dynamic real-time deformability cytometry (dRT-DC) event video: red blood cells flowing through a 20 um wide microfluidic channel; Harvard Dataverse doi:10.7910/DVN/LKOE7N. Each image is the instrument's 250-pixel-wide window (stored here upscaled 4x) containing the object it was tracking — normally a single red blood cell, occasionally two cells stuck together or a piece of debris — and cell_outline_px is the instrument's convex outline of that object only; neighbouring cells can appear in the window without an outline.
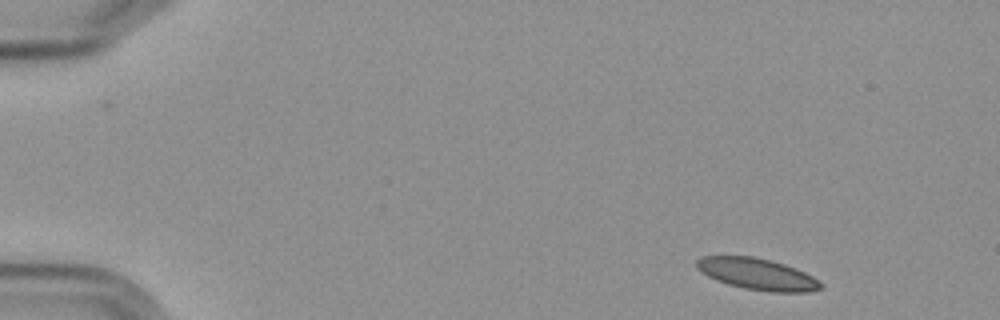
{"species": "Egyptian fruit bat (a non-hibernating species)", "species_latin": "Rousettus aegyptiacus", "temperature_condition": "cold", "stored_images_in_passage": 6, "camera_frame_rate_fps": 3000, "um_per_image_px": 0.085, "frame": {"image": 1, "passage_image": 1, "time_ms": 0.0, "image_size_px": [1000, 320], "cell_outline_px": [[824, 288], [808, 292], [768, 292], [744, 288], [728, 284], [716, 280], [708, 276], [696, 268], [696, 260], [700, 256], [752, 256], [784, 264], [796, 268], [812, 276], [824, 284]], "centroid_in_image_um": [64.38, 23.3], "position_along_channel_um": 20.6, "area_um2": 22.83}}
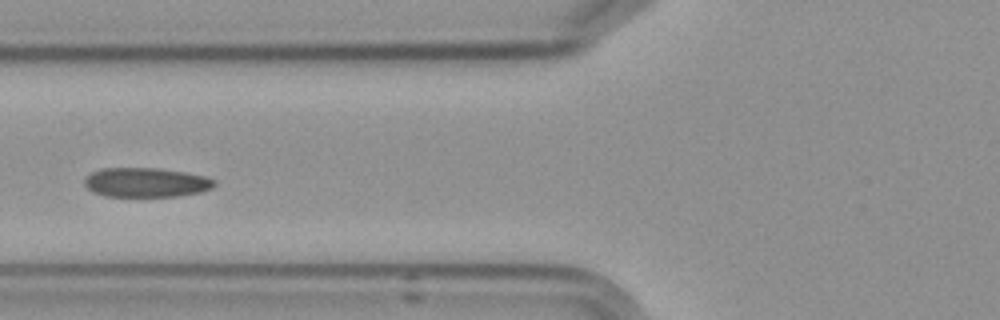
{"frame": {"image": 2, "passage_image": 6, "time_ms": 5.667, "image_size_px": [1000, 320], "cell_outline_px": [[216, 184], [212, 188], [200, 192], [180, 196], [104, 196], [92, 192], [84, 184], [84, 180], [92, 172], [100, 168], [160, 168], [184, 172], [204, 176], [216, 180]], "centroid_in_image_um": [12.42, 15.5], "position_along_channel_um": 113.4, "area_um2": 22.31}}